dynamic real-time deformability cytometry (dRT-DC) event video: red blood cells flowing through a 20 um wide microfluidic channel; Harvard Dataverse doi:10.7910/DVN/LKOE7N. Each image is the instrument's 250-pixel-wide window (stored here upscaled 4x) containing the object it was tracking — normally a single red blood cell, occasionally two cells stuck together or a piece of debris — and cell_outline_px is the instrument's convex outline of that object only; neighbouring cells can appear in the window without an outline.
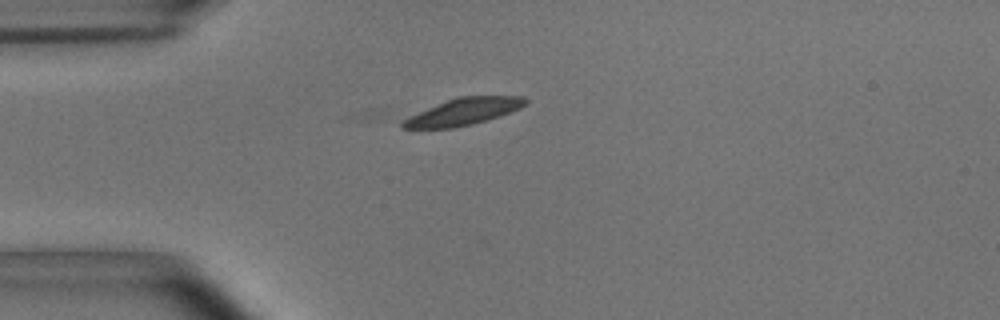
{"species": "common noctule bat (a hibernating species)", "species_latin": "Nyctalus noctula", "temperature_condition": "room temperature", "stored_images_in_passage": 13, "camera_frame_rate_fps": 3000, "um_per_image_px": 0.085, "animal": {"sex": "male", "body_mass_g": 15.6}, "frame": {"image": 1, "passage_image": 1, "time_ms": 0.0, "image_size_px": [1000, 320], "cell_outline_px": [[528, 104], [520, 108], [500, 116], [472, 124], [452, 128], [400, 128], [400, 124], [408, 116], [456, 96], [524, 96], [528, 100]], "centroid_in_image_um": [39.41, 9.48], "position_along_channel_um": 45.6, "area_um2": 19.19}}